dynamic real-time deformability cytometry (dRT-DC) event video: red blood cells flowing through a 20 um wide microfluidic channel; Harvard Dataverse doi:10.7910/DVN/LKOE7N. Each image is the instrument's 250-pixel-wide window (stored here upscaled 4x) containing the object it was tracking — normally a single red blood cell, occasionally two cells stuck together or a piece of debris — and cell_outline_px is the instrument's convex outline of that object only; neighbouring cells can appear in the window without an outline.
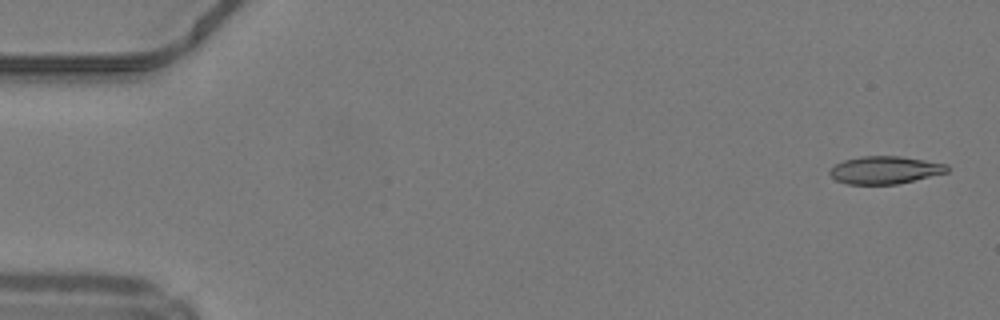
{"species": "common noctule bat (a hibernating species)", "species_latin": "Nyctalus noctula", "temperature_condition": "warm", "stored_images_in_passage": 49, "camera_frame_rate_fps": 3000, "um_per_image_px": 0.085, "animal": {"sex": "male", "body_mass_g": 19.2, "forearm_length_mm": 51.8}, "frame": {"image": 1, "passage_image": 2, "time_ms": 0.333, "image_size_px": [1000, 320], "cell_outline_px": [[948, 172], [896, 184], [848, 184], [836, 180], [828, 172], [828, 168], [844, 160], [860, 156], [900, 156], [948, 164]], "centroid_in_image_um": [75.19, 14.44], "position_along_channel_um": 9.8, "area_um2": 18.84}}
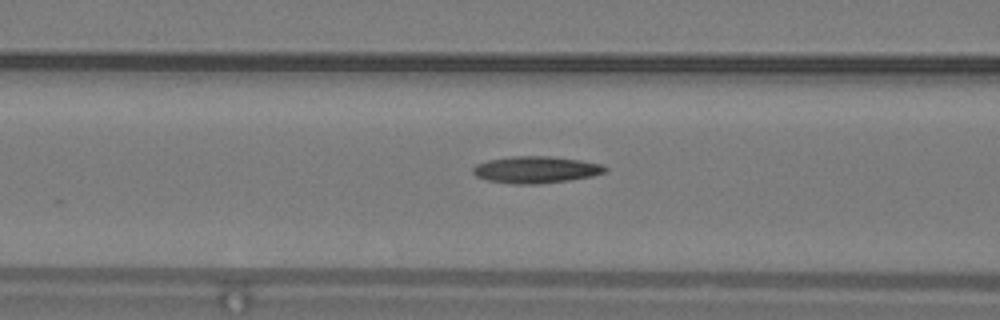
{"frame": {"image": 2, "passage_image": 20, "time_ms": 6.333, "image_size_px": [1000, 320], "cell_outline_px": [[608, 168], [604, 172], [592, 176], [568, 180], [540, 184], [512, 184], [488, 180], [476, 176], [472, 172], [472, 168], [476, 164], [488, 160], [512, 156], [548, 156], [580, 160], [600, 164]], "centroid_in_image_um": [45.52, 14.42], "position_along_channel_um": 121.1, "area_um2": 20.58}}
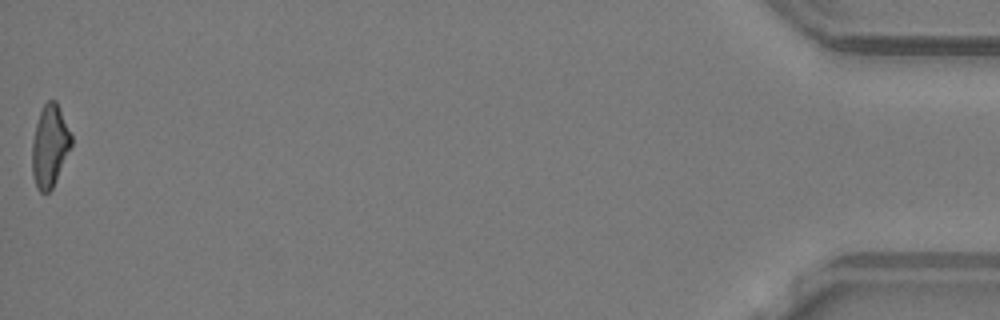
{"frame": {"image": 3, "passage_image": 49, "time_ms": 16.0, "image_size_px": [1000, 320], "cell_outline_px": [[72, 144], [52, 188], [48, 192], [40, 192], [36, 188], [32, 176], [32, 144], [36, 124], [40, 112], [44, 104], [48, 100], [56, 100], [72, 136]], "centroid_in_image_um": [4.22, 12.41], "position_along_channel_um": 431.0, "area_um2": 18.55}, "authors_computed_cell_mechanics": {"area_um2": 19.3052, "velocity_mm_per_s": 4.2422, "shape_relaxation_time_tau1_ms": null, "shape_relaxation_time_tau2_ms": 6.9618, "deformation_change_tau1": null, "deformation_change_tau2": 0.2048}}